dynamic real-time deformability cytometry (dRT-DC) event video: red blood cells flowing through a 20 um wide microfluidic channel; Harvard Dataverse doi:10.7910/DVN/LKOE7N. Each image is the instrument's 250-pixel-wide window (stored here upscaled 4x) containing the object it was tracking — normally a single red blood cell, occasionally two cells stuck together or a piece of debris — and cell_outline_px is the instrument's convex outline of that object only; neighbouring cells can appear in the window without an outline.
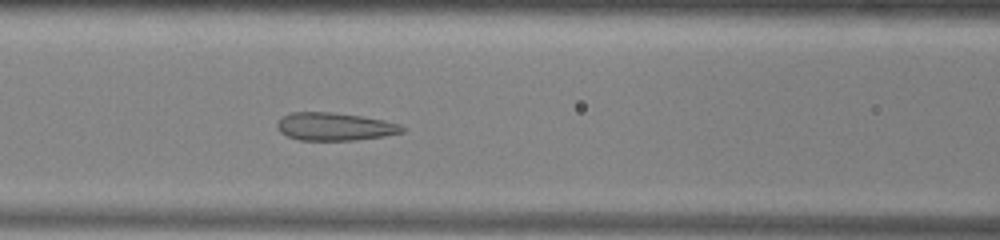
{"species": "common noctule bat (a hibernating species)", "species_latin": "Nyctalus noctula", "temperature_condition": "warm", "stored_images_in_passage": 42, "camera_frame_rate_fps": 3000, "um_per_image_px": 0.085, "animal": {"sex": "male", "body_mass_g": 13.0, "forearm_length_mm": 53.1}, "frame": {"image": 1, "passage_image": 12, "time_ms": 3.667, "image_size_px": [1000, 240], "cell_outline_px": [[404, 132], [384, 136], [356, 140], [300, 140], [288, 136], [280, 132], [276, 128], [276, 124], [284, 116], [292, 112], [332, 112], [360, 116], [384, 120], [400, 124], [404, 128]], "centroid_in_image_um": [28.45, 10.76], "position_along_channel_um": 138.1, "area_um2": 20.23}}
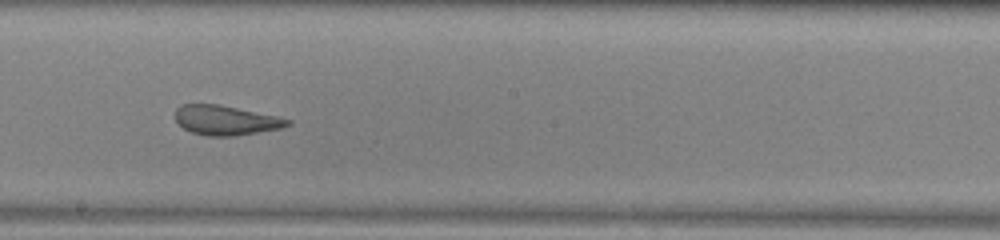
{"frame": {"image": 2, "passage_image": 19, "time_ms": 6.0, "image_size_px": [1000, 240], "cell_outline_px": [[292, 124], [280, 128], [236, 136], [208, 136], [192, 132], [184, 128], [176, 120], [176, 108], [180, 104], [220, 104], [276, 116], [292, 120]], "centroid_in_image_um": [19.2, 10.21], "position_along_channel_um": 229.0, "area_um2": 19.31}}
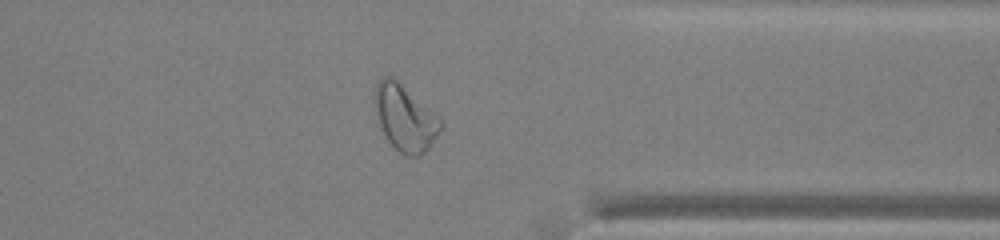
{"frame": {"image": 3, "passage_image": 31, "time_ms": 10.0, "image_size_px": [1000, 240], "cell_outline_px": [[444, 128], [428, 148], [420, 156], [404, 156], [384, 136], [376, 112], [372, 96], [376, 84], [384, 76], [392, 76], [432, 112], [444, 124]], "centroid_in_image_um": [34.4, 10.04], "position_along_channel_um": 377.0, "area_um2": 25.03}, "authors_computed_cell_mechanics": {"area_um2": 23.0622, "velocity_mm_per_s": 3.911, "shape_relaxation_time_tau1_ms": null, "shape_relaxation_time_tau2_ms": 1.5065, "deformation_change_tau1": null, "deformation_change_tau2": 0.0981}}